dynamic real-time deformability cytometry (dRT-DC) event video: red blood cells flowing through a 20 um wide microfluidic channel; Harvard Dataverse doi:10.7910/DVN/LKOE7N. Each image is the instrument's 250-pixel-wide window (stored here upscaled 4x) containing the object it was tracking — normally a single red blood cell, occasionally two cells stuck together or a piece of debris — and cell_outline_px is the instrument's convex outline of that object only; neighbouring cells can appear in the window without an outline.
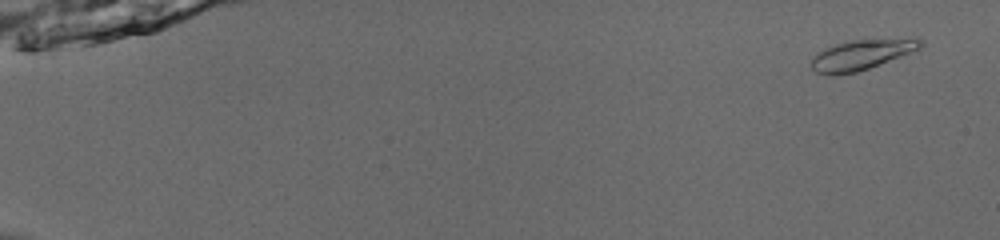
{"species": "common noctule bat (a hibernating species)", "species_latin": "Nyctalus noctula", "temperature_condition": "room temperature", "stored_images_in_passage": 52, "camera_frame_rate_fps": 3000, "um_per_image_px": 0.085, "animal": {"sex": "male", "body_mass_g": 13.0, "forearm_length_mm": 53.1}, "frame": {"image": 1, "passage_image": 1, "time_ms": 0.0, "image_size_px": [1000, 240], "cell_outline_px": [[924, 44], [920, 48], [900, 56], [868, 68], [856, 72], [832, 76], [828, 76], [816, 72], [812, 68], [812, 56], [836, 44], [852, 40], [916, 36], [924, 40]], "centroid_in_image_um": [73.3, 4.62], "position_along_channel_um": 11.7, "area_um2": 19.42}}
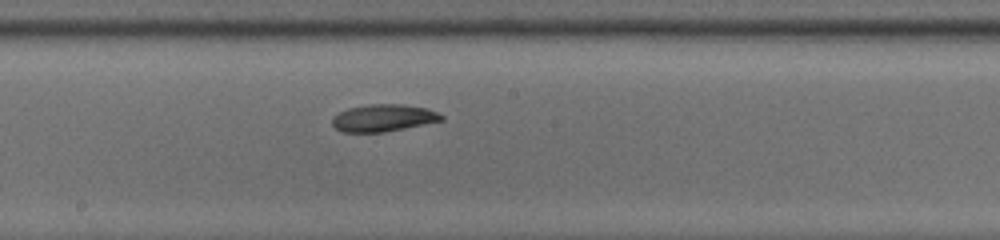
{"frame": {"image": 2, "passage_image": 30, "time_ms": 9.667, "image_size_px": [1000, 240], "cell_outline_px": [[444, 120], [384, 132], [344, 132], [336, 128], [332, 124], [332, 116], [348, 108], [368, 104], [404, 104], [428, 108], [444, 116]], "centroid_in_image_um": [32.59, 10.01], "position_along_channel_um": 215.6, "area_um2": 17.28}}
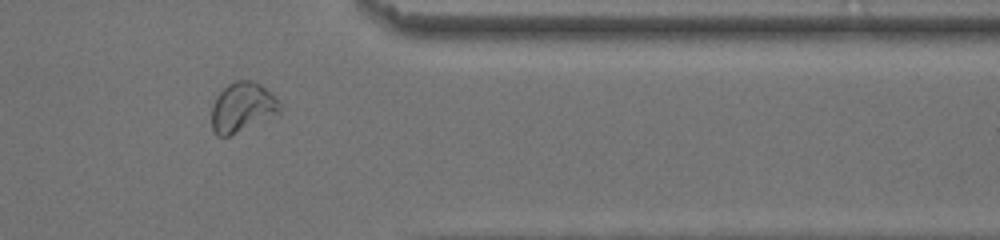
{"frame": {"image": 3, "passage_image": 44, "time_ms": 14.333, "image_size_px": [1000, 240], "cell_outline_px": [[280, 112], [228, 136], [216, 136], [212, 128], [212, 104], [216, 96], [228, 84], [236, 80], [252, 80], [260, 84], [272, 92], [280, 104]], "centroid_in_image_um": [20.58, 9.09], "position_along_channel_um": 390.8, "area_um2": 19.48}, "authors_computed_cell_mechanics": {"area_um2": 18.1203, "velocity_mm_per_s": 3.8891, "shape_relaxation_time_tau1_ms": 4.2067, "shape_relaxation_time_tau2_ms": 9.4755, "deformation_change_tau1": 0.1225, "deformation_change_tau2": 0.136}}